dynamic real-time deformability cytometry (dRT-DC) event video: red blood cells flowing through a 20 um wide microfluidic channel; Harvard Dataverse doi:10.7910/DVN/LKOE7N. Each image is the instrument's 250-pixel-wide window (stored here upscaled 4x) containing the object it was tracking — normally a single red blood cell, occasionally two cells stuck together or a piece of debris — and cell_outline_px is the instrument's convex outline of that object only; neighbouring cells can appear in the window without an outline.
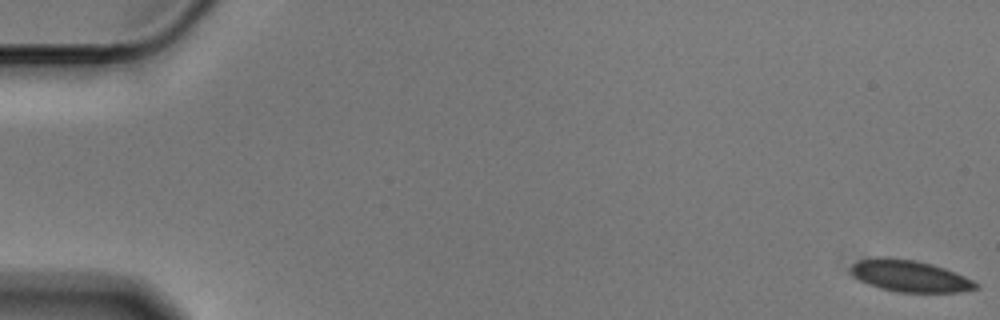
{"species": "Egyptian fruit bat (a non-hibernating species)", "species_latin": "Rousettus aegyptiacus", "temperature_condition": "cold", "stored_images_in_passage": 15, "camera_frame_rate_fps": 3000, "um_per_image_px": 0.085, "animal": {"sex": "male"}, "frame": {"image": 1, "passage_image": 1, "time_ms": 0.0, "image_size_px": [1000, 320], "cell_outline_px": [[980, 288], [960, 292], [896, 292], [880, 288], [860, 280], [852, 276], [848, 272], [848, 268], [856, 260], [864, 256], [916, 260], [932, 264], [944, 268], [964, 276], [980, 284]], "centroid_in_image_um": [77.27, 23.45], "position_along_channel_um": 7.7, "area_um2": 23.35}}
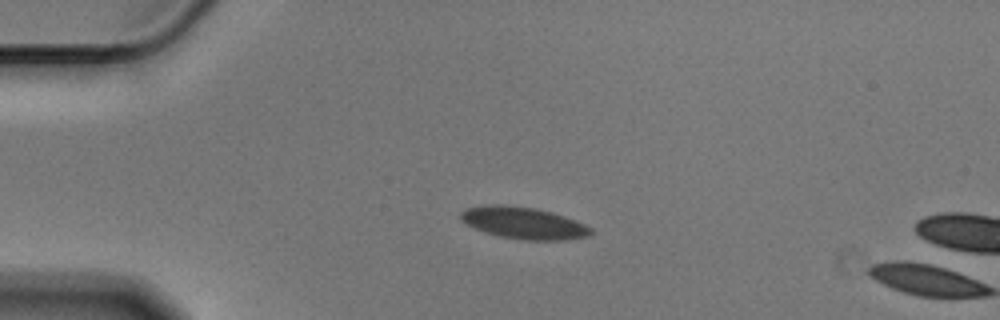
{"frame": {"image": 2, "passage_image": 14, "time_ms": 4.333, "image_size_px": [1000, 320], "cell_outline_px": [[592, 232], [588, 236], [568, 240], [524, 240], [500, 236], [484, 232], [460, 220], [460, 212], [468, 208], [492, 204], [504, 204], [536, 208], [552, 212], [564, 216], [584, 224], [592, 228]], "centroid_in_image_um": [44.52, 18.95], "position_along_channel_um": 40.5, "area_um2": 24.1}}